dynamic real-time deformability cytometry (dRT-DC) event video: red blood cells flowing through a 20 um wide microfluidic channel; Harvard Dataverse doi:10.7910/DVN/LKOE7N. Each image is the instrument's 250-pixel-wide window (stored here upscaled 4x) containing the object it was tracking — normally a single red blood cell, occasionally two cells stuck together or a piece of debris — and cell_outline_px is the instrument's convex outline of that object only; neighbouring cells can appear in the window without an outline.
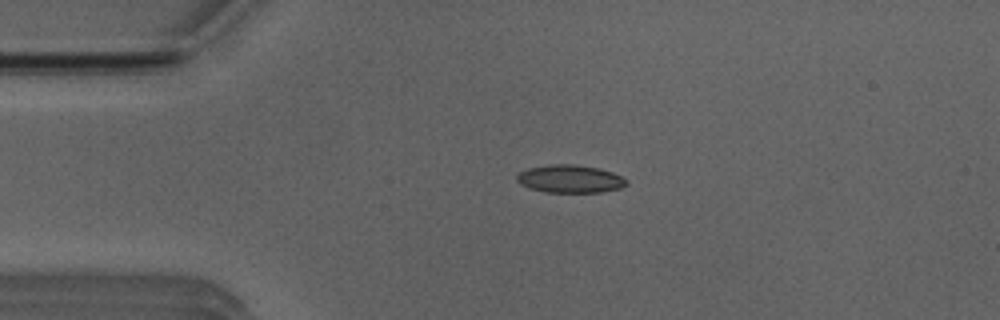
{"species": "Egyptian fruit bat (a non-hibernating species)", "species_latin": "Rousettus aegyptiacus", "temperature_condition": "room temperature", "stored_images_in_passage": 50, "camera_frame_rate_fps": 3000, "um_per_image_px": 0.085, "animal": {"sex": "male"}, "frame": {"image": 1, "passage_image": 10, "time_ms": 3.0, "image_size_px": [1000, 320], "cell_outline_px": [[628, 184], [620, 188], [600, 192], [544, 192], [528, 188], [520, 184], [516, 180], [516, 176], [520, 172], [528, 168], [548, 164], [572, 164], [600, 168], [612, 172], [628, 180]], "centroid_in_image_um": [48.44, 15.2], "position_along_channel_um": 36.6, "area_um2": 17.92}}
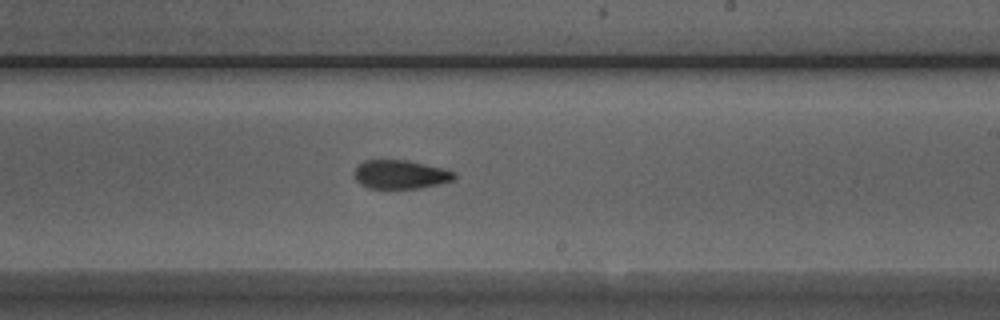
{"frame": {"image": 2, "passage_image": 29, "time_ms": 9.333, "image_size_px": [1000, 320], "cell_outline_px": [[456, 176], [452, 180], [440, 184], [420, 188], [368, 188], [360, 184], [356, 180], [352, 172], [364, 160], [408, 160], [444, 168], [456, 172]], "centroid_in_image_um": [34.04, 14.82], "position_along_channel_um": 255.0, "area_um2": 16.88}}
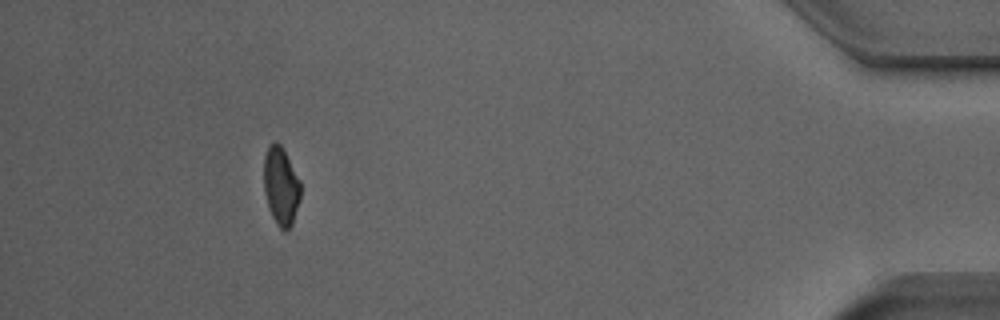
{"frame": {"image": 3, "passage_image": 46, "time_ms": 15.0, "image_size_px": [1000, 320], "cell_outline_px": [[300, 200], [292, 224], [288, 232], [284, 232], [276, 224], [268, 208], [264, 192], [264, 156], [268, 144], [276, 140], [280, 144], [300, 180]], "centroid_in_image_um": [23.87, 15.84], "position_along_channel_um": 411.3, "area_um2": 16.94}, "authors_computed_cell_mechanics": {"area_um2": 17.1666, "velocity_mm_per_s": 3.9275, "shape_relaxation_time_tau1_ms": 7.0209, "shape_relaxation_time_tau2_ms": 3.0685, "deformation_change_tau1": 0.1713, "deformation_change_tau2": 0.101}}